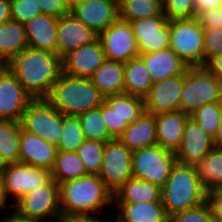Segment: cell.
Masks as SVG:
<instances>
[{
	"instance_id": "1",
	"label": "cell",
	"mask_w": 222,
	"mask_h": 222,
	"mask_svg": "<svg viewBox=\"0 0 222 222\" xmlns=\"http://www.w3.org/2000/svg\"><path fill=\"white\" fill-rule=\"evenodd\" d=\"M24 89L34 98H47L62 74V58L56 53L27 47L7 64Z\"/></svg>"
},
{
	"instance_id": "2",
	"label": "cell",
	"mask_w": 222,
	"mask_h": 222,
	"mask_svg": "<svg viewBox=\"0 0 222 222\" xmlns=\"http://www.w3.org/2000/svg\"><path fill=\"white\" fill-rule=\"evenodd\" d=\"M61 216L96 217L113 203V194L98 175L67 180L59 185Z\"/></svg>"
},
{
	"instance_id": "3",
	"label": "cell",
	"mask_w": 222,
	"mask_h": 222,
	"mask_svg": "<svg viewBox=\"0 0 222 222\" xmlns=\"http://www.w3.org/2000/svg\"><path fill=\"white\" fill-rule=\"evenodd\" d=\"M64 115L79 116L100 107L105 97L89 78L72 77L62 73L46 98Z\"/></svg>"
},
{
	"instance_id": "4",
	"label": "cell",
	"mask_w": 222,
	"mask_h": 222,
	"mask_svg": "<svg viewBox=\"0 0 222 222\" xmlns=\"http://www.w3.org/2000/svg\"><path fill=\"white\" fill-rule=\"evenodd\" d=\"M206 192L193 165L176 163L161 188V201L167 215L171 216L205 202Z\"/></svg>"
},
{
	"instance_id": "5",
	"label": "cell",
	"mask_w": 222,
	"mask_h": 222,
	"mask_svg": "<svg viewBox=\"0 0 222 222\" xmlns=\"http://www.w3.org/2000/svg\"><path fill=\"white\" fill-rule=\"evenodd\" d=\"M222 82L204 66L189 67L184 74L179 110L191 115L205 104L219 102Z\"/></svg>"
},
{
	"instance_id": "6",
	"label": "cell",
	"mask_w": 222,
	"mask_h": 222,
	"mask_svg": "<svg viewBox=\"0 0 222 222\" xmlns=\"http://www.w3.org/2000/svg\"><path fill=\"white\" fill-rule=\"evenodd\" d=\"M170 48L189 67L204 66V29L196 17L169 20Z\"/></svg>"
},
{
	"instance_id": "7",
	"label": "cell",
	"mask_w": 222,
	"mask_h": 222,
	"mask_svg": "<svg viewBox=\"0 0 222 222\" xmlns=\"http://www.w3.org/2000/svg\"><path fill=\"white\" fill-rule=\"evenodd\" d=\"M176 163L175 152L160 145L137 149L132 151V177L162 188Z\"/></svg>"
},
{
	"instance_id": "8",
	"label": "cell",
	"mask_w": 222,
	"mask_h": 222,
	"mask_svg": "<svg viewBox=\"0 0 222 222\" xmlns=\"http://www.w3.org/2000/svg\"><path fill=\"white\" fill-rule=\"evenodd\" d=\"M21 124L25 131L57 147L63 126V113L46 98L33 99L23 113Z\"/></svg>"
},
{
	"instance_id": "9",
	"label": "cell",
	"mask_w": 222,
	"mask_h": 222,
	"mask_svg": "<svg viewBox=\"0 0 222 222\" xmlns=\"http://www.w3.org/2000/svg\"><path fill=\"white\" fill-rule=\"evenodd\" d=\"M8 206L30 219L41 222L49 217L57 222L62 217L59 184L51 179L46 185L27 193L17 203Z\"/></svg>"
},
{
	"instance_id": "10",
	"label": "cell",
	"mask_w": 222,
	"mask_h": 222,
	"mask_svg": "<svg viewBox=\"0 0 222 222\" xmlns=\"http://www.w3.org/2000/svg\"><path fill=\"white\" fill-rule=\"evenodd\" d=\"M98 176L113 195L132 178V151L119 139L104 143L103 162Z\"/></svg>"
},
{
	"instance_id": "11",
	"label": "cell",
	"mask_w": 222,
	"mask_h": 222,
	"mask_svg": "<svg viewBox=\"0 0 222 222\" xmlns=\"http://www.w3.org/2000/svg\"><path fill=\"white\" fill-rule=\"evenodd\" d=\"M3 176L6 195L13 197L15 203L52 179L51 170L32 167L22 162L7 164Z\"/></svg>"
},
{
	"instance_id": "12",
	"label": "cell",
	"mask_w": 222,
	"mask_h": 222,
	"mask_svg": "<svg viewBox=\"0 0 222 222\" xmlns=\"http://www.w3.org/2000/svg\"><path fill=\"white\" fill-rule=\"evenodd\" d=\"M105 58L126 63L139 56V49L130 22L118 18L98 35Z\"/></svg>"
},
{
	"instance_id": "13",
	"label": "cell",
	"mask_w": 222,
	"mask_h": 222,
	"mask_svg": "<svg viewBox=\"0 0 222 222\" xmlns=\"http://www.w3.org/2000/svg\"><path fill=\"white\" fill-rule=\"evenodd\" d=\"M33 99L8 67L0 65V120L21 122Z\"/></svg>"
},
{
	"instance_id": "14",
	"label": "cell",
	"mask_w": 222,
	"mask_h": 222,
	"mask_svg": "<svg viewBox=\"0 0 222 222\" xmlns=\"http://www.w3.org/2000/svg\"><path fill=\"white\" fill-rule=\"evenodd\" d=\"M139 54H149L170 47L169 19L162 12L148 18L130 21Z\"/></svg>"
},
{
	"instance_id": "15",
	"label": "cell",
	"mask_w": 222,
	"mask_h": 222,
	"mask_svg": "<svg viewBox=\"0 0 222 222\" xmlns=\"http://www.w3.org/2000/svg\"><path fill=\"white\" fill-rule=\"evenodd\" d=\"M70 13L99 35L119 18L118 0H82Z\"/></svg>"
},
{
	"instance_id": "16",
	"label": "cell",
	"mask_w": 222,
	"mask_h": 222,
	"mask_svg": "<svg viewBox=\"0 0 222 222\" xmlns=\"http://www.w3.org/2000/svg\"><path fill=\"white\" fill-rule=\"evenodd\" d=\"M214 147V138L189 117L184 127L181 145L175 152L177 163L194 165L202 161Z\"/></svg>"
},
{
	"instance_id": "17",
	"label": "cell",
	"mask_w": 222,
	"mask_h": 222,
	"mask_svg": "<svg viewBox=\"0 0 222 222\" xmlns=\"http://www.w3.org/2000/svg\"><path fill=\"white\" fill-rule=\"evenodd\" d=\"M106 60L99 38L90 44L69 51L62 57V73L72 77L89 78Z\"/></svg>"
},
{
	"instance_id": "18",
	"label": "cell",
	"mask_w": 222,
	"mask_h": 222,
	"mask_svg": "<svg viewBox=\"0 0 222 222\" xmlns=\"http://www.w3.org/2000/svg\"><path fill=\"white\" fill-rule=\"evenodd\" d=\"M183 85L184 74L153 83L144 97L145 111L155 115L179 110Z\"/></svg>"
},
{
	"instance_id": "19",
	"label": "cell",
	"mask_w": 222,
	"mask_h": 222,
	"mask_svg": "<svg viewBox=\"0 0 222 222\" xmlns=\"http://www.w3.org/2000/svg\"><path fill=\"white\" fill-rule=\"evenodd\" d=\"M56 37V54L62 58L69 51L93 42L98 34L69 13L58 18Z\"/></svg>"
},
{
	"instance_id": "20",
	"label": "cell",
	"mask_w": 222,
	"mask_h": 222,
	"mask_svg": "<svg viewBox=\"0 0 222 222\" xmlns=\"http://www.w3.org/2000/svg\"><path fill=\"white\" fill-rule=\"evenodd\" d=\"M57 151L56 146L49 144L35 134L25 131L22 127L19 162L32 167L51 170Z\"/></svg>"
},
{
	"instance_id": "21",
	"label": "cell",
	"mask_w": 222,
	"mask_h": 222,
	"mask_svg": "<svg viewBox=\"0 0 222 222\" xmlns=\"http://www.w3.org/2000/svg\"><path fill=\"white\" fill-rule=\"evenodd\" d=\"M28 47L56 53L58 18L39 14L24 23Z\"/></svg>"
},
{
	"instance_id": "22",
	"label": "cell",
	"mask_w": 222,
	"mask_h": 222,
	"mask_svg": "<svg viewBox=\"0 0 222 222\" xmlns=\"http://www.w3.org/2000/svg\"><path fill=\"white\" fill-rule=\"evenodd\" d=\"M139 57L147 67L153 83L185 74L189 68L170 47L149 54H139Z\"/></svg>"
},
{
	"instance_id": "23",
	"label": "cell",
	"mask_w": 222,
	"mask_h": 222,
	"mask_svg": "<svg viewBox=\"0 0 222 222\" xmlns=\"http://www.w3.org/2000/svg\"><path fill=\"white\" fill-rule=\"evenodd\" d=\"M190 115L181 111L155 114L157 145L176 152L180 147L183 131Z\"/></svg>"
},
{
	"instance_id": "24",
	"label": "cell",
	"mask_w": 222,
	"mask_h": 222,
	"mask_svg": "<svg viewBox=\"0 0 222 222\" xmlns=\"http://www.w3.org/2000/svg\"><path fill=\"white\" fill-rule=\"evenodd\" d=\"M118 139L131 151L157 145L155 115L145 111Z\"/></svg>"
},
{
	"instance_id": "25",
	"label": "cell",
	"mask_w": 222,
	"mask_h": 222,
	"mask_svg": "<svg viewBox=\"0 0 222 222\" xmlns=\"http://www.w3.org/2000/svg\"><path fill=\"white\" fill-rule=\"evenodd\" d=\"M104 96L124 93V63L105 60L89 77Z\"/></svg>"
},
{
	"instance_id": "26",
	"label": "cell",
	"mask_w": 222,
	"mask_h": 222,
	"mask_svg": "<svg viewBox=\"0 0 222 222\" xmlns=\"http://www.w3.org/2000/svg\"><path fill=\"white\" fill-rule=\"evenodd\" d=\"M27 47L28 39L23 23L11 19L0 24V65L7 64Z\"/></svg>"
},
{
	"instance_id": "27",
	"label": "cell",
	"mask_w": 222,
	"mask_h": 222,
	"mask_svg": "<svg viewBox=\"0 0 222 222\" xmlns=\"http://www.w3.org/2000/svg\"><path fill=\"white\" fill-rule=\"evenodd\" d=\"M142 202H162L161 188L156 184L132 177L113 195V203L115 204H133Z\"/></svg>"
},
{
	"instance_id": "28",
	"label": "cell",
	"mask_w": 222,
	"mask_h": 222,
	"mask_svg": "<svg viewBox=\"0 0 222 222\" xmlns=\"http://www.w3.org/2000/svg\"><path fill=\"white\" fill-rule=\"evenodd\" d=\"M116 206L119 213L115 222H168V215L162 202L116 204Z\"/></svg>"
},
{
	"instance_id": "29",
	"label": "cell",
	"mask_w": 222,
	"mask_h": 222,
	"mask_svg": "<svg viewBox=\"0 0 222 222\" xmlns=\"http://www.w3.org/2000/svg\"><path fill=\"white\" fill-rule=\"evenodd\" d=\"M152 85L151 75L139 56L124 63V93L144 98Z\"/></svg>"
},
{
	"instance_id": "30",
	"label": "cell",
	"mask_w": 222,
	"mask_h": 222,
	"mask_svg": "<svg viewBox=\"0 0 222 222\" xmlns=\"http://www.w3.org/2000/svg\"><path fill=\"white\" fill-rule=\"evenodd\" d=\"M193 166L206 190L222 188V147L215 146L202 161Z\"/></svg>"
},
{
	"instance_id": "31",
	"label": "cell",
	"mask_w": 222,
	"mask_h": 222,
	"mask_svg": "<svg viewBox=\"0 0 222 222\" xmlns=\"http://www.w3.org/2000/svg\"><path fill=\"white\" fill-rule=\"evenodd\" d=\"M83 161L76 152L57 151L51 176L59 185L67 180L88 175Z\"/></svg>"
},
{
	"instance_id": "32",
	"label": "cell",
	"mask_w": 222,
	"mask_h": 222,
	"mask_svg": "<svg viewBox=\"0 0 222 222\" xmlns=\"http://www.w3.org/2000/svg\"><path fill=\"white\" fill-rule=\"evenodd\" d=\"M21 122L0 120V155L9 163L19 162Z\"/></svg>"
},
{
	"instance_id": "33",
	"label": "cell",
	"mask_w": 222,
	"mask_h": 222,
	"mask_svg": "<svg viewBox=\"0 0 222 222\" xmlns=\"http://www.w3.org/2000/svg\"><path fill=\"white\" fill-rule=\"evenodd\" d=\"M119 18L135 21L160 15L163 12L162 0H118Z\"/></svg>"
},
{
	"instance_id": "34",
	"label": "cell",
	"mask_w": 222,
	"mask_h": 222,
	"mask_svg": "<svg viewBox=\"0 0 222 222\" xmlns=\"http://www.w3.org/2000/svg\"><path fill=\"white\" fill-rule=\"evenodd\" d=\"M105 101L120 116L122 121L133 123L145 112L144 98L122 93L105 97Z\"/></svg>"
},
{
	"instance_id": "35",
	"label": "cell",
	"mask_w": 222,
	"mask_h": 222,
	"mask_svg": "<svg viewBox=\"0 0 222 222\" xmlns=\"http://www.w3.org/2000/svg\"><path fill=\"white\" fill-rule=\"evenodd\" d=\"M86 140L106 143L113 138L109 135L102 116V105L78 116Z\"/></svg>"
},
{
	"instance_id": "36",
	"label": "cell",
	"mask_w": 222,
	"mask_h": 222,
	"mask_svg": "<svg viewBox=\"0 0 222 222\" xmlns=\"http://www.w3.org/2000/svg\"><path fill=\"white\" fill-rule=\"evenodd\" d=\"M85 138L78 116L64 115L58 151L76 152Z\"/></svg>"
},
{
	"instance_id": "37",
	"label": "cell",
	"mask_w": 222,
	"mask_h": 222,
	"mask_svg": "<svg viewBox=\"0 0 222 222\" xmlns=\"http://www.w3.org/2000/svg\"><path fill=\"white\" fill-rule=\"evenodd\" d=\"M103 152L104 143L86 139L76 151L83 161L87 172L95 175L100 173L103 162Z\"/></svg>"
},
{
	"instance_id": "38",
	"label": "cell",
	"mask_w": 222,
	"mask_h": 222,
	"mask_svg": "<svg viewBox=\"0 0 222 222\" xmlns=\"http://www.w3.org/2000/svg\"><path fill=\"white\" fill-rule=\"evenodd\" d=\"M221 115L222 108L220 103L215 102L203 105L193 112L190 117L194 119L206 133L215 138L217 129L219 128Z\"/></svg>"
},
{
	"instance_id": "39",
	"label": "cell",
	"mask_w": 222,
	"mask_h": 222,
	"mask_svg": "<svg viewBox=\"0 0 222 222\" xmlns=\"http://www.w3.org/2000/svg\"><path fill=\"white\" fill-rule=\"evenodd\" d=\"M163 13L169 20L196 17L195 0H162Z\"/></svg>"
},
{
	"instance_id": "40",
	"label": "cell",
	"mask_w": 222,
	"mask_h": 222,
	"mask_svg": "<svg viewBox=\"0 0 222 222\" xmlns=\"http://www.w3.org/2000/svg\"><path fill=\"white\" fill-rule=\"evenodd\" d=\"M168 222H215L210 207L205 201L202 204L176 212L168 216Z\"/></svg>"
},
{
	"instance_id": "41",
	"label": "cell",
	"mask_w": 222,
	"mask_h": 222,
	"mask_svg": "<svg viewBox=\"0 0 222 222\" xmlns=\"http://www.w3.org/2000/svg\"><path fill=\"white\" fill-rule=\"evenodd\" d=\"M10 13L12 20L24 24L42 11L36 0H10Z\"/></svg>"
},
{
	"instance_id": "42",
	"label": "cell",
	"mask_w": 222,
	"mask_h": 222,
	"mask_svg": "<svg viewBox=\"0 0 222 222\" xmlns=\"http://www.w3.org/2000/svg\"><path fill=\"white\" fill-rule=\"evenodd\" d=\"M102 116L109 135L113 139H118L129 125L126 121H122L117 112L106 101L102 103Z\"/></svg>"
},
{
	"instance_id": "43",
	"label": "cell",
	"mask_w": 222,
	"mask_h": 222,
	"mask_svg": "<svg viewBox=\"0 0 222 222\" xmlns=\"http://www.w3.org/2000/svg\"><path fill=\"white\" fill-rule=\"evenodd\" d=\"M196 19L204 30L222 29V5L197 10Z\"/></svg>"
},
{
	"instance_id": "44",
	"label": "cell",
	"mask_w": 222,
	"mask_h": 222,
	"mask_svg": "<svg viewBox=\"0 0 222 222\" xmlns=\"http://www.w3.org/2000/svg\"><path fill=\"white\" fill-rule=\"evenodd\" d=\"M218 54H222V29L204 30V64Z\"/></svg>"
},
{
	"instance_id": "45",
	"label": "cell",
	"mask_w": 222,
	"mask_h": 222,
	"mask_svg": "<svg viewBox=\"0 0 222 222\" xmlns=\"http://www.w3.org/2000/svg\"><path fill=\"white\" fill-rule=\"evenodd\" d=\"M36 2L43 14L59 18L70 13V6L66 0H36Z\"/></svg>"
},
{
	"instance_id": "46",
	"label": "cell",
	"mask_w": 222,
	"mask_h": 222,
	"mask_svg": "<svg viewBox=\"0 0 222 222\" xmlns=\"http://www.w3.org/2000/svg\"><path fill=\"white\" fill-rule=\"evenodd\" d=\"M208 203L215 222H222V188L207 190Z\"/></svg>"
},
{
	"instance_id": "47",
	"label": "cell",
	"mask_w": 222,
	"mask_h": 222,
	"mask_svg": "<svg viewBox=\"0 0 222 222\" xmlns=\"http://www.w3.org/2000/svg\"><path fill=\"white\" fill-rule=\"evenodd\" d=\"M204 67L222 82V54L210 57L205 62Z\"/></svg>"
},
{
	"instance_id": "48",
	"label": "cell",
	"mask_w": 222,
	"mask_h": 222,
	"mask_svg": "<svg viewBox=\"0 0 222 222\" xmlns=\"http://www.w3.org/2000/svg\"><path fill=\"white\" fill-rule=\"evenodd\" d=\"M57 222H103L97 217L62 216Z\"/></svg>"
},
{
	"instance_id": "49",
	"label": "cell",
	"mask_w": 222,
	"mask_h": 222,
	"mask_svg": "<svg viewBox=\"0 0 222 222\" xmlns=\"http://www.w3.org/2000/svg\"><path fill=\"white\" fill-rule=\"evenodd\" d=\"M11 20L10 0H0V24Z\"/></svg>"
},
{
	"instance_id": "50",
	"label": "cell",
	"mask_w": 222,
	"mask_h": 222,
	"mask_svg": "<svg viewBox=\"0 0 222 222\" xmlns=\"http://www.w3.org/2000/svg\"><path fill=\"white\" fill-rule=\"evenodd\" d=\"M1 222H40V221L24 217L15 210L13 214L5 216V219L3 218Z\"/></svg>"
},
{
	"instance_id": "51",
	"label": "cell",
	"mask_w": 222,
	"mask_h": 222,
	"mask_svg": "<svg viewBox=\"0 0 222 222\" xmlns=\"http://www.w3.org/2000/svg\"><path fill=\"white\" fill-rule=\"evenodd\" d=\"M197 10H203L207 8H213L216 6H220L222 4V0H195Z\"/></svg>"
},
{
	"instance_id": "52",
	"label": "cell",
	"mask_w": 222,
	"mask_h": 222,
	"mask_svg": "<svg viewBox=\"0 0 222 222\" xmlns=\"http://www.w3.org/2000/svg\"><path fill=\"white\" fill-rule=\"evenodd\" d=\"M7 197L6 192H5V185H4V176L3 172H0V209L6 208L7 207Z\"/></svg>"
},
{
	"instance_id": "53",
	"label": "cell",
	"mask_w": 222,
	"mask_h": 222,
	"mask_svg": "<svg viewBox=\"0 0 222 222\" xmlns=\"http://www.w3.org/2000/svg\"><path fill=\"white\" fill-rule=\"evenodd\" d=\"M215 146L222 147V115L219 124V128L217 129L216 136L214 138Z\"/></svg>"
},
{
	"instance_id": "54",
	"label": "cell",
	"mask_w": 222,
	"mask_h": 222,
	"mask_svg": "<svg viewBox=\"0 0 222 222\" xmlns=\"http://www.w3.org/2000/svg\"><path fill=\"white\" fill-rule=\"evenodd\" d=\"M6 162L2 159L1 155H0V172H3L6 168Z\"/></svg>"
},
{
	"instance_id": "55",
	"label": "cell",
	"mask_w": 222,
	"mask_h": 222,
	"mask_svg": "<svg viewBox=\"0 0 222 222\" xmlns=\"http://www.w3.org/2000/svg\"><path fill=\"white\" fill-rule=\"evenodd\" d=\"M80 1H82V0H66V2L68 3V5L70 7H72L74 4H76V3L80 2Z\"/></svg>"
},
{
	"instance_id": "56",
	"label": "cell",
	"mask_w": 222,
	"mask_h": 222,
	"mask_svg": "<svg viewBox=\"0 0 222 222\" xmlns=\"http://www.w3.org/2000/svg\"><path fill=\"white\" fill-rule=\"evenodd\" d=\"M219 103H220V106L222 108V89H221V92H220V100H219Z\"/></svg>"
}]
</instances>
